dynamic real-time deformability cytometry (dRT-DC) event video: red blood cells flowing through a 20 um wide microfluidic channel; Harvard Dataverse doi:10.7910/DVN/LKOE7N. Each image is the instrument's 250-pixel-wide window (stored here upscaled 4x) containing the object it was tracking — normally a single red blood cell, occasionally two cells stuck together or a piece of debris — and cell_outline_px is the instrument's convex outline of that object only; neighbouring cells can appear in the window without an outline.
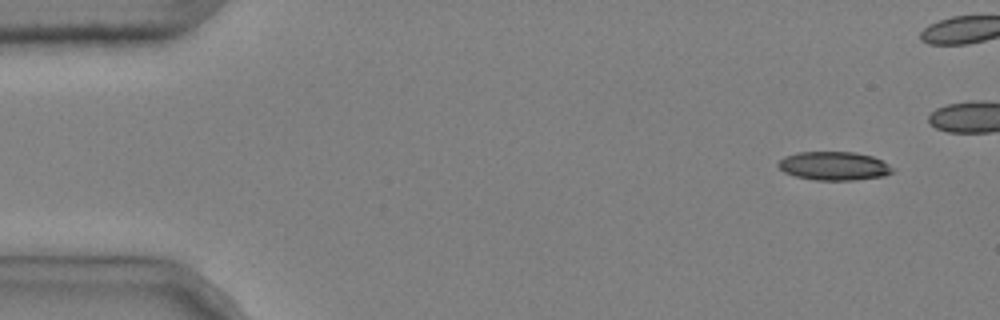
{"species": "common noctule bat (a hibernating species)", "species_latin": "Nyctalus noctula", "temperature_condition": "cold", "stored_images_in_passage": 6, "camera_frame_rate_fps": 3000, "um_per_image_px": 0.085, "animal": {"sex": "male", "body_mass_g": 20.4}, "frame": {"image": 1, "passage_image": 1, "time_ms": 0.0, "image_size_px": [1000, 320], "cell_outline_px": [[896, 172], [884, 176], [852, 180], [816, 180], [796, 176], [784, 172], [776, 164], [784, 156], [796, 152], [852, 152], [872, 156], [888, 164]], "centroid_in_image_um": [70.88, 14.1], "position_along_channel_um": 14.1, "area_um2": 19.02}}